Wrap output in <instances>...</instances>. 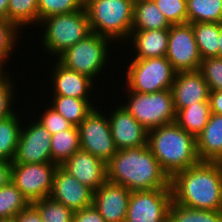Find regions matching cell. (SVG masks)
Masks as SVG:
<instances>
[{
	"mask_svg": "<svg viewBox=\"0 0 222 222\" xmlns=\"http://www.w3.org/2000/svg\"><path fill=\"white\" fill-rule=\"evenodd\" d=\"M80 149L79 130L76 126L51 135L52 163L61 165Z\"/></svg>",
	"mask_w": 222,
	"mask_h": 222,
	"instance_id": "cell-26",
	"label": "cell"
},
{
	"mask_svg": "<svg viewBox=\"0 0 222 222\" xmlns=\"http://www.w3.org/2000/svg\"><path fill=\"white\" fill-rule=\"evenodd\" d=\"M37 26H41L40 32L44 33L41 36L43 51L55 58L91 32L85 8L49 16Z\"/></svg>",
	"mask_w": 222,
	"mask_h": 222,
	"instance_id": "cell-5",
	"label": "cell"
},
{
	"mask_svg": "<svg viewBox=\"0 0 222 222\" xmlns=\"http://www.w3.org/2000/svg\"><path fill=\"white\" fill-rule=\"evenodd\" d=\"M176 113L198 102H209L210 89L197 71L177 72L171 87Z\"/></svg>",
	"mask_w": 222,
	"mask_h": 222,
	"instance_id": "cell-18",
	"label": "cell"
},
{
	"mask_svg": "<svg viewBox=\"0 0 222 222\" xmlns=\"http://www.w3.org/2000/svg\"><path fill=\"white\" fill-rule=\"evenodd\" d=\"M9 0H0V19H7Z\"/></svg>",
	"mask_w": 222,
	"mask_h": 222,
	"instance_id": "cell-43",
	"label": "cell"
},
{
	"mask_svg": "<svg viewBox=\"0 0 222 222\" xmlns=\"http://www.w3.org/2000/svg\"><path fill=\"white\" fill-rule=\"evenodd\" d=\"M168 50L166 58L176 72L197 71L201 57L195 41L191 23L171 25L168 29Z\"/></svg>",
	"mask_w": 222,
	"mask_h": 222,
	"instance_id": "cell-12",
	"label": "cell"
},
{
	"mask_svg": "<svg viewBox=\"0 0 222 222\" xmlns=\"http://www.w3.org/2000/svg\"><path fill=\"white\" fill-rule=\"evenodd\" d=\"M39 211L43 222H72L73 211L53 200L50 196L32 203Z\"/></svg>",
	"mask_w": 222,
	"mask_h": 222,
	"instance_id": "cell-32",
	"label": "cell"
},
{
	"mask_svg": "<svg viewBox=\"0 0 222 222\" xmlns=\"http://www.w3.org/2000/svg\"><path fill=\"white\" fill-rule=\"evenodd\" d=\"M84 2L85 0H38V25L49 16L81 10Z\"/></svg>",
	"mask_w": 222,
	"mask_h": 222,
	"instance_id": "cell-33",
	"label": "cell"
},
{
	"mask_svg": "<svg viewBox=\"0 0 222 222\" xmlns=\"http://www.w3.org/2000/svg\"><path fill=\"white\" fill-rule=\"evenodd\" d=\"M218 57L222 58V23H220Z\"/></svg>",
	"mask_w": 222,
	"mask_h": 222,
	"instance_id": "cell-44",
	"label": "cell"
},
{
	"mask_svg": "<svg viewBox=\"0 0 222 222\" xmlns=\"http://www.w3.org/2000/svg\"><path fill=\"white\" fill-rule=\"evenodd\" d=\"M20 117L15 112L13 115L0 120V159L13 162L23 124Z\"/></svg>",
	"mask_w": 222,
	"mask_h": 222,
	"instance_id": "cell-27",
	"label": "cell"
},
{
	"mask_svg": "<svg viewBox=\"0 0 222 222\" xmlns=\"http://www.w3.org/2000/svg\"><path fill=\"white\" fill-rule=\"evenodd\" d=\"M108 114L114 145L117 150L147 145L146 130L120 103Z\"/></svg>",
	"mask_w": 222,
	"mask_h": 222,
	"instance_id": "cell-14",
	"label": "cell"
},
{
	"mask_svg": "<svg viewBox=\"0 0 222 222\" xmlns=\"http://www.w3.org/2000/svg\"><path fill=\"white\" fill-rule=\"evenodd\" d=\"M171 188L133 191L125 222H168Z\"/></svg>",
	"mask_w": 222,
	"mask_h": 222,
	"instance_id": "cell-11",
	"label": "cell"
},
{
	"mask_svg": "<svg viewBox=\"0 0 222 222\" xmlns=\"http://www.w3.org/2000/svg\"><path fill=\"white\" fill-rule=\"evenodd\" d=\"M95 107L78 125L80 148L107 163L117 152L107 113ZM103 112V113H102Z\"/></svg>",
	"mask_w": 222,
	"mask_h": 222,
	"instance_id": "cell-9",
	"label": "cell"
},
{
	"mask_svg": "<svg viewBox=\"0 0 222 222\" xmlns=\"http://www.w3.org/2000/svg\"><path fill=\"white\" fill-rule=\"evenodd\" d=\"M50 98L52 101L50 100L48 106L51 104V107L76 127H78L93 108L97 107V105L94 106L95 103H92L90 99H78L60 95H51Z\"/></svg>",
	"mask_w": 222,
	"mask_h": 222,
	"instance_id": "cell-23",
	"label": "cell"
},
{
	"mask_svg": "<svg viewBox=\"0 0 222 222\" xmlns=\"http://www.w3.org/2000/svg\"><path fill=\"white\" fill-rule=\"evenodd\" d=\"M57 163H12L11 181L29 203L49 197Z\"/></svg>",
	"mask_w": 222,
	"mask_h": 222,
	"instance_id": "cell-10",
	"label": "cell"
},
{
	"mask_svg": "<svg viewBox=\"0 0 222 222\" xmlns=\"http://www.w3.org/2000/svg\"><path fill=\"white\" fill-rule=\"evenodd\" d=\"M147 145L170 178L200 162L196 137L176 122L149 130Z\"/></svg>",
	"mask_w": 222,
	"mask_h": 222,
	"instance_id": "cell-3",
	"label": "cell"
},
{
	"mask_svg": "<svg viewBox=\"0 0 222 222\" xmlns=\"http://www.w3.org/2000/svg\"><path fill=\"white\" fill-rule=\"evenodd\" d=\"M6 64L7 61L0 55V72H10L9 70H5L6 68H4Z\"/></svg>",
	"mask_w": 222,
	"mask_h": 222,
	"instance_id": "cell-45",
	"label": "cell"
},
{
	"mask_svg": "<svg viewBox=\"0 0 222 222\" xmlns=\"http://www.w3.org/2000/svg\"><path fill=\"white\" fill-rule=\"evenodd\" d=\"M29 204L12 181L0 188V218H14Z\"/></svg>",
	"mask_w": 222,
	"mask_h": 222,
	"instance_id": "cell-31",
	"label": "cell"
},
{
	"mask_svg": "<svg viewBox=\"0 0 222 222\" xmlns=\"http://www.w3.org/2000/svg\"><path fill=\"white\" fill-rule=\"evenodd\" d=\"M72 222H106L99 211L92 205L90 207L75 211Z\"/></svg>",
	"mask_w": 222,
	"mask_h": 222,
	"instance_id": "cell-39",
	"label": "cell"
},
{
	"mask_svg": "<svg viewBox=\"0 0 222 222\" xmlns=\"http://www.w3.org/2000/svg\"><path fill=\"white\" fill-rule=\"evenodd\" d=\"M60 166L93 192L107 180L106 163L81 149Z\"/></svg>",
	"mask_w": 222,
	"mask_h": 222,
	"instance_id": "cell-17",
	"label": "cell"
},
{
	"mask_svg": "<svg viewBox=\"0 0 222 222\" xmlns=\"http://www.w3.org/2000/svg\"><path fill=\"white\" fill-rule=\"evenodd\" d=\"M171 24L153 0H135L131 30L169 29Z\"/></svg>",
	"mask_w": 222,
	"mask_h": 222,
	"instance_id": "cell-22",
	"label": "cell"
},
{
	"mask_svg": "<svg viewBox=\"0 0 222 222\" xmlns=\"http://www.w3.org/2000/svg\"><path fill=\"white\" fill-rule=\"evenodd\" d=\"M0 222H16L15 218H0Z\"/></svg>",
	"mask_w": 222,
	"mask_h": 222,
	"instance_id": "cell-47",
	"label": "cell"
},
{
	"mask_svg": "<svg viewBox=\"0 0 222 222\" xmlns=\"http://www.w3.org/2000/svg\"><path fill=\"white\" fill-rule=\"evenodd\" d=\"M12 73L10 72H0V83L9 75H11Z\"/></svg>",
	"mask_w": 222,
	"mask_h": 222,
	"instance_id": "cell-46",
	"label": "cell"
},
{
	"mask_svg": "<svg viewBox=\"0 0 222 222\" xmlns=\"http://www.w3.org/2000/svg\"><path fill=\"white\" fill-rule=\"evenodd\" d=\"M201 59L218 57L220 23H191Z\"/></svg>",
	"mask_w": 222,
	"mask_h": 222,
	"instance_id": "cell-25",
	"label": "cell"
},
{
	"mask_svg": "<svg viewBox=\"0 0 222 222\" xmlns=\"http://www.w3.org/2000/svg\"><path fill=\"white\" fill-rule=\"evenodd\" d=\"M7 20L20 30L38 24V0H9Z\"/></svg>",
	"mask_w": 222,
	"mask_h": 222,
	"instance_id": "cell-29",
	"label": "cell"
},
{
	"mask_svg": "<svg viewBox=\"0 0 222 222\" xmlns=\"http://www.w3.org/2000/svg\"><path fill=\"white\" fill-rule=\"evenodd\" d=\"M52 162L51 134L37 120L21 126L18 147L12 163Z\"/></svg>",
	"mask_w": 222,
	"mask_h": 222,
	"instance_id": "cell-13",
	"label": "cell"
},
{
	"mask_svg": "<svg viewBox=\"0 0 222 222\" xmlns=\"http://www.w3.org/2000/svg\"><path fill=\"white\" fill-rule=\"evenodd\" d=\"M131 191L106 180L93 192L92 205L106 222H125Z\"/></svg>",
	"mask_w": 222,
	"mask_h": 222,
	"instance_id": "cell-16",
	"label": "cell"
},
{
	"mask_svg": "<svg viewBox=\"0 0 222 222\" xmlns=\"http://www.w3.org/2000/svg\"><path fill=\"white\" fill-rule=\"evenodd\" d=\"M11 77V78H10ZM15 79H13L12 74L11 76H7L1 83H0V120L7 118L11 115H13L15 112L14 102L18 100H14L18 97H16L14 94H16L14 91V86L16 83H14ZM15 96V98H14ZM14 100V101H13Z\"/></svg>",
	"mask_w": 222,
	"mask_h": 222,
	"instance_id": "cell-37",
	"label": "cell"
},
{
	"mask_svg": "<svg viewBox=\"0 0 222 222\" xmlns=\"http://www.w3.org/2000/svg\"><path fill=\"white\" fill-rule=\"evenodd\" d=\"M208 100L211 113L222 115V90L210 91Z\"/></svg>",
	"mask_w": 222,
	"mask_h": 222,
	"instance_id": "cell-41",
	"label": "cell"
},
{
	"mask_svg": "<svg viewBox=\"0 0 222 222\" xmlns=\"http://www.w3.org/2000/svg\"><path fill=\"white\" fill-rule=\"evenodd\" d=\"M53 64V72L51 71L52 91L51 95H60L66 97H74L78 99H91L89 96L91 90H94L95 82L88 76L80 74L74 70H70L61 65L57 60ZM52 73V74H51ZM53 82V83H52ZM94 83V84H93Z\"/></svg>",
	"mask_w": 222,
	"mask_h": 222,
	"instance_id": "cell-19",
	"label": "cell"
},
{
	"mask_svg": "<svg viewBox=\"0 0 222 222\" xmlns=\"http://www.w3.org/2000/svg\"><path fill=\"white\" fill-rule=\"evenodd\" d=\"M172 201L193 209L222 211V162L200 161L170 179Z\"/></svg>",
	"mask_w": 222,
	"mask_h": 222,
	"instance_id": "cell-1",
	"label": "cell"
},
{
	"mask_svg": "<svg viewBox=\"0 0 222 222\" xmlns=\"http://www.w3.org/2000/svg\"><path fill=\"white\" fill-rule=\"evenodd\" d=\"M112 44L114 43L108 38L91 31L56 57V60L64 67L86 75L94 81L96 77L99 79V74L102 75L101 72L106 69V65L110 66L107 61L110 59L108 56H111L109 49L112 48Z\"/></svg>",
	"mask_w": 222,
	"mask_h": 222,
	"instance_id": "cell-6",
	"label": "cell"
},
{
	"mask_svg": "<svg viewBox=\"0 0 222 222\" xmlns=\"http://www.w3.org/2000/svg\"><path fill=\"white\" fill-rule=\"evenodd\" d=\"M125 88L139 93H153L171 89L176 71L165 57L132 59L128 62Z\"/></svg>",
	"mask_w": 222,
	"mask_h": 222,
	"instance_id": "cell-8",
	"label": "cell"
},
{
	"mask_svg": "<svg viewBox=\"0 0 222 222\" xmlns=\"http://www.w3.org/2000/svg\"><path fill=\"white\" fill-rule=\"evenodd\" d=\"M107 180L131 192L171 188L170 177L162 169L148 145L117 150L106 163Z\"/></svg>",
	"mask_w": 222,
	"mask_h": 222,
	"instance_id": "cell-2",
	"label": "cell"
},
{
	"mask_svg": "<svg viewBox=\"0 0 222 222\" xmlns=\"http://www.w3.org/2000/svg\"><path fill=\"white\" fill-rule=\"evenodd\" d=\"M199 71L210 91L222 90V58L208 57L203 59Z\"/></svg>",
	"mask_w": 222,
	"mask_h": 222,
	"instance_id": "cell-36",
	"label": "cell"
},
{
	"mask_svg": "<svg viewBox=\"0 0 222 222\" xmlns=\"http://www.w3.org/2000/svg\"><path fill=\"white\" fill-rule=\"evenodd\" d=\"M134 1L85 0L90 31L116 42V47L125 45L133 24Z\"/></svg>",
	"mask_w": 222,
	"mask_h": 222,
	"instance_id": "cell-4",
	"label": "cell"
},
{
	"mask_svg": "<svg viewBox=\"0 0 222 222\" xmlns=\"http://www.w3.org/2000/svg\"><path fill=\"white\" fill-rule=\"evenodd\" d=\"M171 25L188 23L186 0H153Z\"/></svg>",
	"mask_w": 222,
	"mask_h": 222,
	"instance_id": "cell-35",
	"label": "cell"
},
{
	"mask_svg": "<svg viewBox=\"0 0 222 222\" xmlns=\"http://www.w3.org/2000/svg\"><path fill=\"white\" fill-rule=\"evenodd\" d=\"M168 29L131 30L127 40L132 44V59H146L166 56L168 50ZM132 41V42H131Z\"/></svg>",
	"mask_w": 222,
	"mask_h": 222,
	"instance_id": "cell-20",
	"label": "cell"
},
{
	"mask_svg": "<svg viewBox=\"0 0 222 222\" xmlns=\"http://www.w3.org/2000/svg\"><path fill=\"white\" fill-rule=\"evenodd\" d=\"M20 33L22 34V31L14 23L7 19H0V55L7 62L17 49L18 39L23 37Z\"/></svg>",
	"mask_w": 222,
	"mask_h": 222,
	"instance_id": "cell-34",
	"label": "cell"
},
{
	"mask_svg": "<svg viewBox=\"0 0 222 222\" xmlns=\"http://www.w3.org/2000/svg\"><path fill=\"white\" fill-rule=\"evenodd\" d=\"M14 218L16 222H43L38 209L32 203L21 210Z\"/></svg>",
	"mask_w": 222,
	"mask_h": 222,
	"instance_id": "cell-40",
	"label": "cell"
},
{
	"mask_svg": "<svg viewBox=\"0 0 222 222\" xmlns=\"http://www.w3.org/2000/svg\"><path fill=\"white\" fill-rule=\"evenodd\" d=\"M168 222H222V211L193 209L172 201Z\"/></svg>",
	"mask_w": 222,
	"mask_h": 222,
	"instance_id": "cell-30",
	"label": "cell"
},
{
	"mask_svg": "<svg viewBox=\"0 0 222 222\" xmlns=\"http://www.w3.org/2000/svg\"><path fill=\"white\" fill-rule=\"evenodd\" d=\"M210 114L209 102H198L180 109L176 113L175 122L189 134L197 137L208 123Z\"/></svg>",
	"mask_w": 222,
	"mask_h": 222,
	"instance_id": "cell-24",
	"label": "cell"
},
{
	"mask_svg": "<svg viewBox=\"0 0 222 222\" xmlns=\"http://www.w3.org/2000/svg\"><path fill=\"white\" fill-rule=\"evenodd\" d=\"M12 162L0 159V188L11 181Z\"/></svg>",
	"mask_w": 222,
	"mask_h": 222,
	"instance_id": "cell-42",
	"label": "cell"
},
{
	"mask_svg": "<svg viewBox=\"0 0 222 222\" xmlns=\"http://www.w3.org/2000/svg\"><path fill=\"white\" fill-rule=\"evenodd\" d=\"M188 23H222V0H186Z\"/></svg>",
	"mask_w": 222,
	"mask_h": 222,
	"instance_id": "cell-28",
	"label": "cell"
},
{
	"mask_svg": "<svg viewBox=\"0 0 222 222\" xmlns=\"http://www.w3.org/2000/svg\"><path fill=\"white\" fill-rule=\"evenodd\" d=\"M45 109V110H44ZM42 115H36L34 119L40 122L51 135L71 128L73 125L69 123L61 114H59L53 107L47 106L43 108Z\"/></svg>",
	"mask_w": 222,
	"mask_h": 222,
	"instance_id": "cell-38",
	"label": "cell"
},
{
	"mask_svg": "<svg viewBox=\"0 0 222 222\" xmlns=\"http://www.w3.org/2000/svg\"><path fill=\"white\" fill-rule=\"evenodd\" d=\"M196 143L200 161L222 162V115L210 114Z\"/></svg>",
	"mask_w": 222,
	"mask_h": 222,
	"instance_id": "cell-21",
	"label": "cell"
},
{
	"mask_svg": "<svg viewBox=\"0 0 222 222\" xmlns=\"http://www.w3.org/2000/svg\"><path fill=\"white\" fill-rule=\"evenodd\" d=\"M122 106L146 129L174 123L176 110L171 89L153 93L127 91Z\"/></svg>",
	"mask_w": 222,
	"mask_h": 222,
	"instance_id": "cell-7",
	"label": "cell"
},
{
	"mask_svg": "<svg viewBox=\"0 0 222 222\" xmlns=\"http://www.w3.org/2000/svg\"><path fill=\"white\" fill-rule=\"evenodd\" d=\"M50 197L75 212L92 206L93 191L58 165Z\"/></svg>",
	"mask_w": 222,
	"mask_h": 222,
	"instance_id": "cell-15",
	"label": "cell"
}]
</instances>
